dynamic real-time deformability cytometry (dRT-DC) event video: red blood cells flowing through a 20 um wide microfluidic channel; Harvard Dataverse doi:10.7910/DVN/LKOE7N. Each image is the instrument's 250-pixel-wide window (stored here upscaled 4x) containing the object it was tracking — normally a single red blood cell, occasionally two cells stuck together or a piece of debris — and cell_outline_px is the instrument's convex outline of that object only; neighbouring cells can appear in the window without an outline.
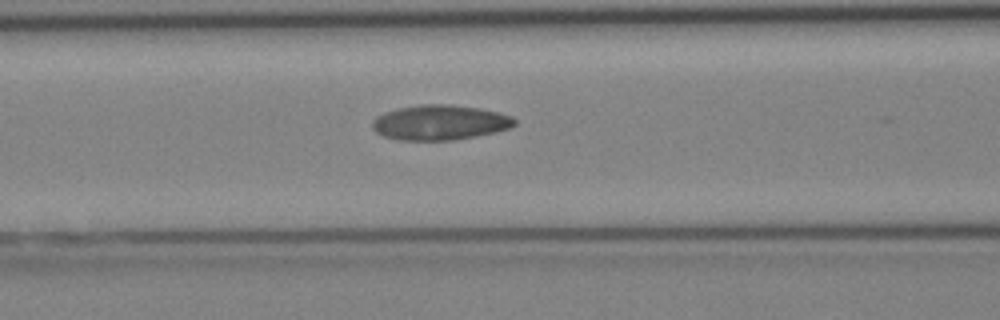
{"species": "Egyptian fruit bat (a non-hibernating species)", "species_latin": "Rousettus aegyptiacus", "temperature_condition": "cold", "stored_images_in_passage": 7, "camera_frame_rate_fps": 3000, "um_per_image_px": 0.085, "animal": {"sex": "female"}, "frame": {"image": 1, "passage_image": 7, "time_ms": 8.0, "image_size_px": [1000, 320], "cell_outline_px": [[516, 124], [512, 128], [496, 132], [476, 136], [452, 140], [396, 140], [384, 136], [376, 132], [372, 128], [372, 120], [376, 116], [400, 108], [424, 104], [444, 104], [476, 108], [496, 112], [512, 116], [516, 120]], "centroid_in_image_um": [37.4, 10.43], "position_along_channel_um": 129.2, "area_um2": 28.84}}